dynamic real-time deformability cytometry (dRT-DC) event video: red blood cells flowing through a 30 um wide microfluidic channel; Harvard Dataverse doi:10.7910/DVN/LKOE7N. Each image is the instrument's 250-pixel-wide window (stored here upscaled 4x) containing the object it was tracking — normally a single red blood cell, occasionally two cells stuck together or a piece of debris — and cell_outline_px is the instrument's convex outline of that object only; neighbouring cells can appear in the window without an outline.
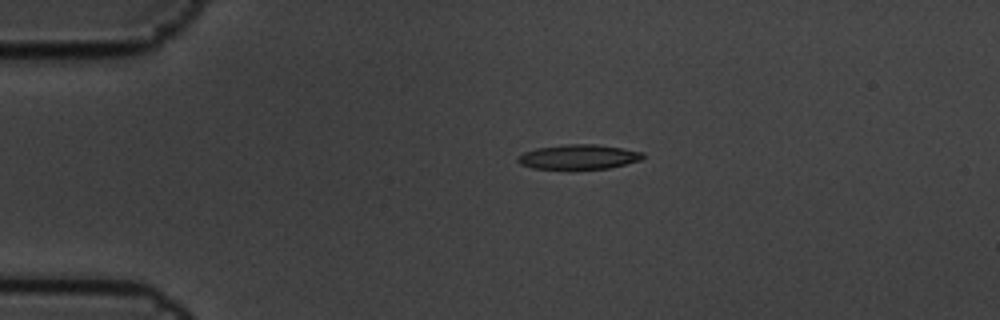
{"species": "common noctule bat (a hibernating species)", "species_latin": "Nyctalus noctula", "temperature_condition": "cold", "stored_images_in_passage": 5, "camera_frame_rate_fps": 3000, "um_per_image_px": 0.085, "animal": {"sex": "male", "body_mass_g": 19.5, "forearm_length_mm": 54.6}, "frame": {"image": 1, "passage_image": 3, "time_ms": 0.667, "image_size_px": [1000, 320], "cell_outline_px": [[644, 156], [640, 160], [608, 168], [572, 172], [532, 168], [520, 164], [516, 160], [524, 152], [536, 148], [564, 144], [596, 144], [644, 152]], "centroid_in_image_um": [49.13, 13.38], "position_along_channel_um": 35.9, "area_um2": 18.73}}
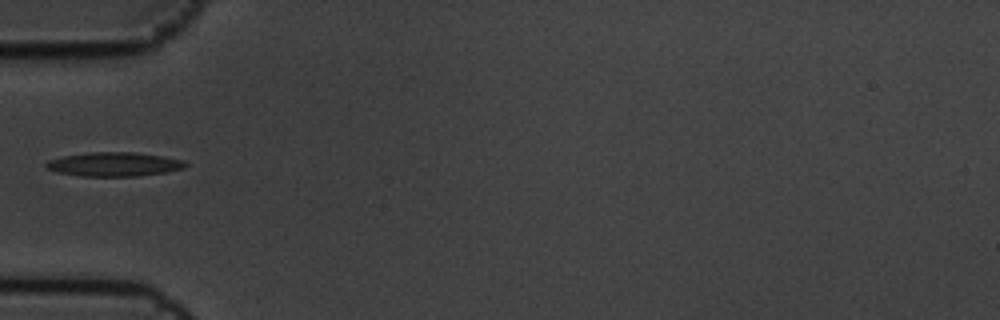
{"frame": {"image": 2, "passage_image": 5, "time_ms": 1.333, "image_size_px": [1000, 320], "cell_outline_px": [[188, 164], [184, 168], [168, 172], [140, 176], [80, 176], [56, 172], [44, 168], [44, 164], [48, 160], [64, 156], [92, 152], [136, 152], [164, 156], [184, 160]], "centroid_in_image_um": [9.71, 13.96], "position_along_channel_um": 75.3, "area_um2": 19.77}}